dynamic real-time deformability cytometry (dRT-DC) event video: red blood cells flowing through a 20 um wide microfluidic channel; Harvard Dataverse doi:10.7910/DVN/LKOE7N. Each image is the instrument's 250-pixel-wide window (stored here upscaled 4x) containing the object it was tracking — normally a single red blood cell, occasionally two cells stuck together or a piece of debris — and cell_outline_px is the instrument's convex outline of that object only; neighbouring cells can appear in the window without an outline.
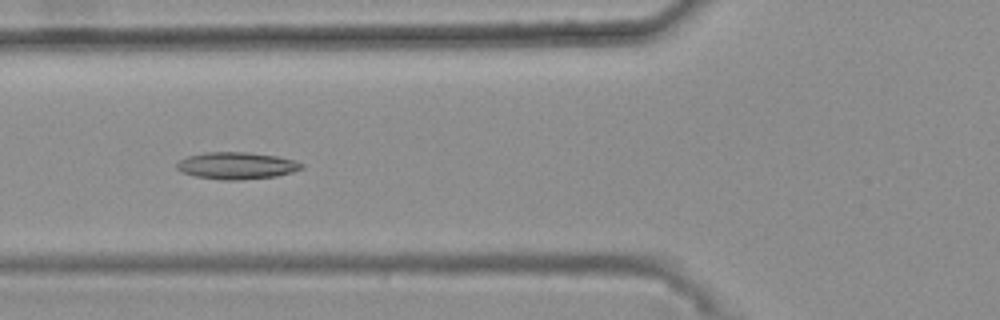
{"species": "common noctule bat (a hibernating species)", "species_latin": "Nyctalus noctula", "temperature_condition": "warm", "stored_images_in_passage": 46, "camera_frame_rate_fps": 3000, "um_per_image_px": 0.085, "animal": {"sex": "female", "body_mass_g": 25.1}, "frame": {"image": 1, "passage_image": 20, "time_ms": 6.333, "image_size_px": [1000, 320], "cell_outline_px": [[304, 168], [292, 172], [276, 176], [240, 180], [224, 180], [196, 176], [180, 172], [176, 168], [176, 164], [180, 160], [188, 156], [204, 152], [248, 152], [276, 156], [292, 160], [304, 164]], "centroid_in_image_um": [20.1, 14.08], "position_along_channel_um": 105.7, "area_um2": 19.59}}
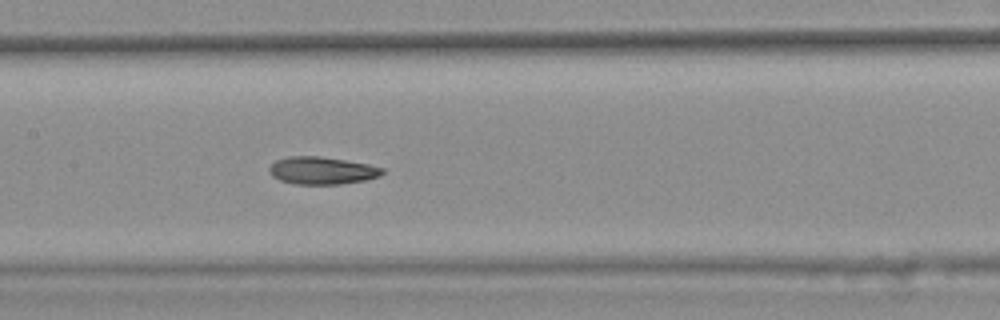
{"frame": {"image": 2, "passage_image": 26, "time_ms": 8.333, "image_size_px": [1000, 320], "cell_outline_px": [[384, 172], [380, 176], [364, 180], [340, 184], [296, 184], [280, 180], [272, 176], [268, 172], [268, 168], [276, 160], [288, 156], [320, 156], [368, 164], [384, 168]], "centroid_in_image_um": [27.35, 14.49], "position_along_channel_um": 180.1, "area_um2": 18.09}}
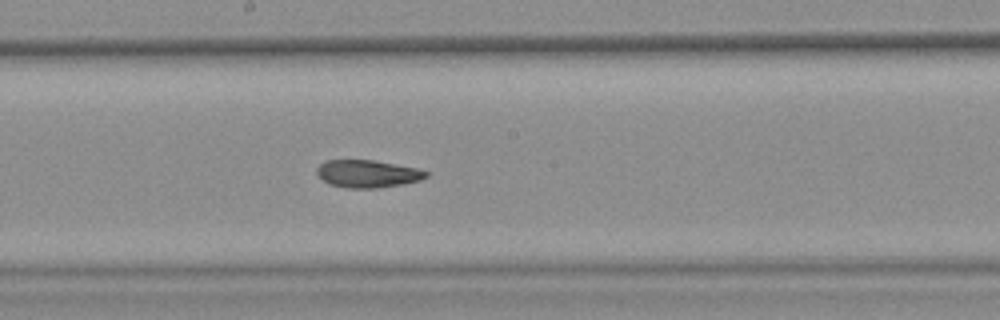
{"frame": {"image": 3, "passage_image": 29, "time_ms": 9.333, "image_size_px": [1000, 320], "cell_outline_px": [[428, 176], [420, 180], [404, 184], [380, 188], [348, 188], [328, 184], [316, 172], [316, 168], [320, 164], [328, 160], [372, 160], [416, 168], [428, 172]], "centroid_in_image_um": [31.24, 14.78], "position_along_channel_um": 217.0, "area_um2": 17.46}, "authors_computed_cell_mechanics": {"area_um2": 18.5249, "velocity_mm_per_s": 3.7151, "shape_relaxation_time_tau1_ms": null, "shape_relaxation_time_tau2_ms": 4.0739, "deformation_change_tau1": null, "deformation_change_tau2": 0.1189}}